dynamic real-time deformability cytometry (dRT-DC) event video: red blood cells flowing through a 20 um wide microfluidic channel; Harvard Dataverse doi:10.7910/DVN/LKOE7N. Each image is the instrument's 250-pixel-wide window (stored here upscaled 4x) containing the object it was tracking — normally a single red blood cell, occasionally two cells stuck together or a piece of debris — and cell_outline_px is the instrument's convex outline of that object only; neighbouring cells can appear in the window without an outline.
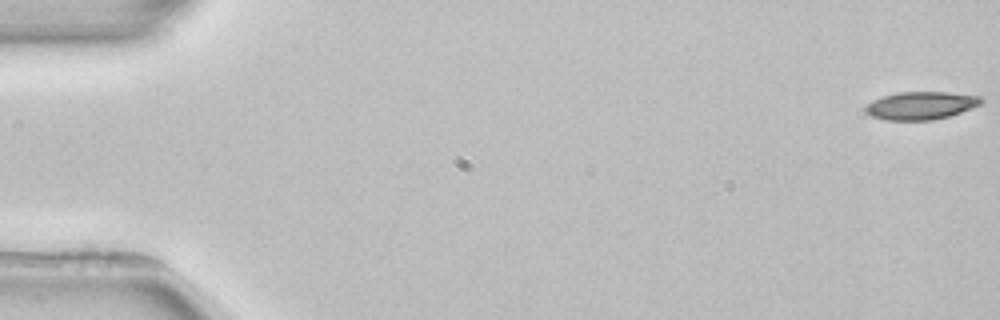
{"species": "common noctule bat (a hibernating species)", "species_latin": "Nyctalus noctula", "temperature_condition": "room temperature", "stored_images_in_passage": 6, "camera_frame_rate_fps": 3000, "um_per_image_px": 0.085, "animal": {"sex": "female", "body_mass_g": 22.7, "forearm_length_mm": 54.2}, "frame": {"image": 1, "passage_image": 1, "time_ms": 0.0, "image_size_px": [1000, 320], "cell_outline_px": [[984, 100], [980, 104], [972, 108], [948, 116], [932, 120], [884, 120], [872, 116], [864, 108], [872, 100], [884, 96], [900, 92], [948, 92], [980, 96]], "centroid_in_image_um": [78.29, 8.97], "position_along_channel_um": 6.7, "area_um2": 18.61}}
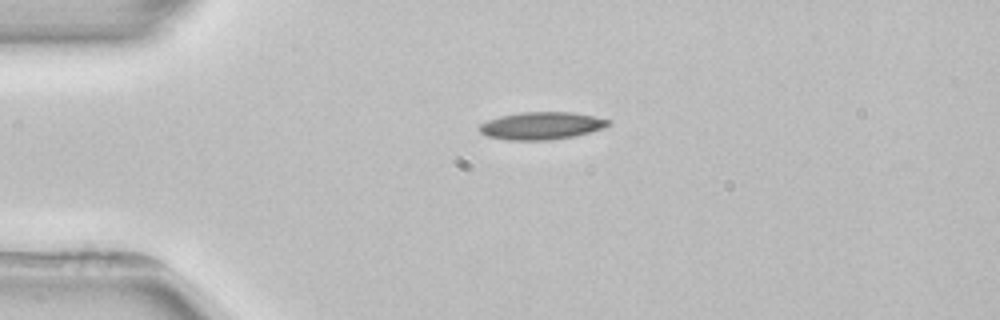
{"frame": {"image": 2, "passage_image": 4, "time_ms": 4.0, "image_size_px": [1000, 320], "cell_outline_px": [[612, 124], [588, 132], [572, 136], [552, 140], [508, 140], [488, 136], [480, 132], [480, 124], [488, 120], [500, 116], [520, 112], [572, 112], [612, 120]], "centroid_in_image_um": [46.02, 10.68], "position_along_channel_um": 39.0, "area_um2": 20.46}}